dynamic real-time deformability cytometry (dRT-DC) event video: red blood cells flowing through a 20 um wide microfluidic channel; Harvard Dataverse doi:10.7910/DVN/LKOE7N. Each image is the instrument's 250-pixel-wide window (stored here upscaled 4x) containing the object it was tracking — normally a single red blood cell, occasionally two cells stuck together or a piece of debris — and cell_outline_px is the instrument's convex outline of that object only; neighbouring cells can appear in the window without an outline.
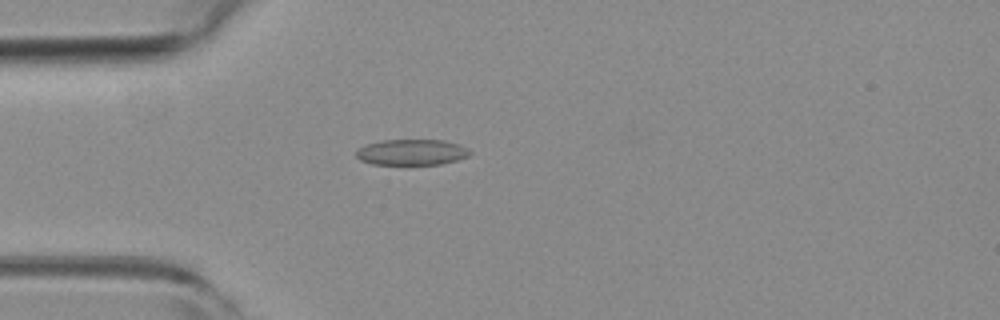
{"species": "common noctule bat (a hibernating species)", "species_latin": "Nyctalus noctula", "temperature_condition": "room temperature", "stored_images_in_passage": 6, "camera_frame_rate_fps": 3000, "um_per_image_px": 0.085, "animal": {"sex": "female", "body_mass_g": 19.3, "forearm_length_mm": 54.1}, "frame": {"image": 1, "passage_image": 5, "time_ms": 1.333, "image_size_px": [1000, 320], "cell_outline_px": [[472, 152], [468, 156], [456, 160], [440, 164], [372, 164], [360, 160], [356, 156], [356, 152], [360, 148], [368, 144], [380, 140], [444, 140], [460, 144], [468, 148]], "centroid_in_image_um": [35.02, 12.93], "position_along_channel_um": 50.0, "area_um2": 17.05}}